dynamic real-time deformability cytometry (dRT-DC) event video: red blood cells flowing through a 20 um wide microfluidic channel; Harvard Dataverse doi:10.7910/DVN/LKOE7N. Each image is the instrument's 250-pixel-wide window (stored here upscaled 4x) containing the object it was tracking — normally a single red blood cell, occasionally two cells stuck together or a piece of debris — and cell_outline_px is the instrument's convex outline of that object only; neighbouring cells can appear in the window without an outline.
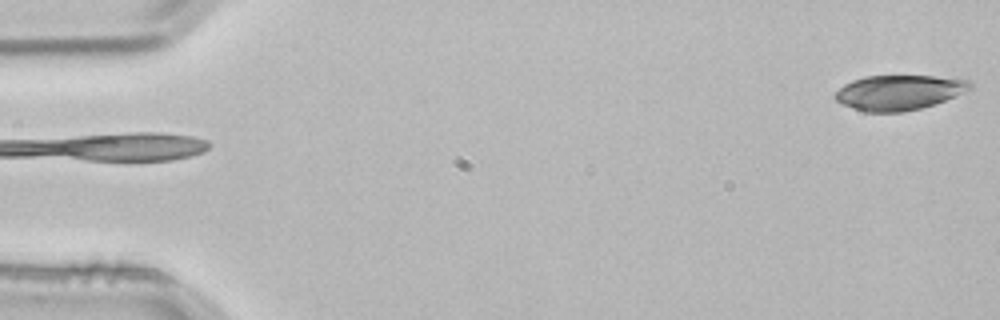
{"species": "common noctule bat (a hibernating species)", "species_latin": "Nyctalus noctula", "temperature_condition": "room temperature", "stored_images_in_passage": 4, "segment_of_instrument_passage": [2, 2], "camera_frame_rate_fps": 3000, "um_per_image_px": 0.085, "animal": {"sex": "male", "body_mass_g": 21.5, "forearm_length_mm": 52.0}, "frame": {"image": 1, "passage_image": 4, "time_ms": 1.0, "image_size_px": [1000, 320], "cell_outline_px": [[972, 88], [936, 104], [904, 112], [864, 112], [840, 104], [832, 96], [844, 84], [852, 80], [864, 76], [932, 76], [968, 80], [972, 84]], "centroid_in_image_um": [76.36, 7.87], "position_along_channel_um": 8.6, "area_um2": 27.51}}